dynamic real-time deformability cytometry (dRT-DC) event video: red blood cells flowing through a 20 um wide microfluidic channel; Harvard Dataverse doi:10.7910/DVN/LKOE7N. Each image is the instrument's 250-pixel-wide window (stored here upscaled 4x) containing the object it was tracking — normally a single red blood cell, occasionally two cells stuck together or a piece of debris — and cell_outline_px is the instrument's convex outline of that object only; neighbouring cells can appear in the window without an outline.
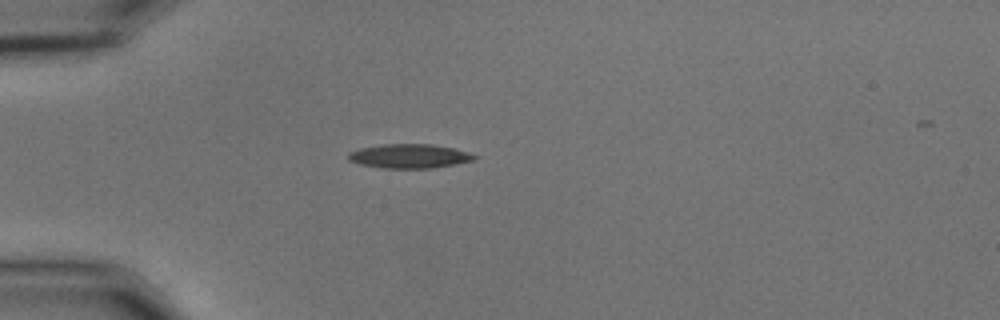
{"species": "common noctule bat (a hibernating species)", "species_latin": "Nyctalus noctula", "temperature_condition": "cold", "stored_images_in_passage": 41, "camera_frame_rate_fps": 3000, "um_per_image_px": 0.085, "animal": {"sex": "male", "body_mass_g": 15.6}, "frame": {"image": 1, "passage_image": 1, "time_ms": 0.0, "image_size_px": [1000, 320], "cell_outline_px": [[480, 156], [476, 160], [456, 164], [432, 168], [384, 168], [360, 164], [348, 160], [348, 152], [360, 148], [380, 144], [432, 144], [452, 148], [468, 152]], "centroid_in_image_um": [34.82, 13.27], "position_along_channel_um": 50.2, "area_um2": 17.86}}
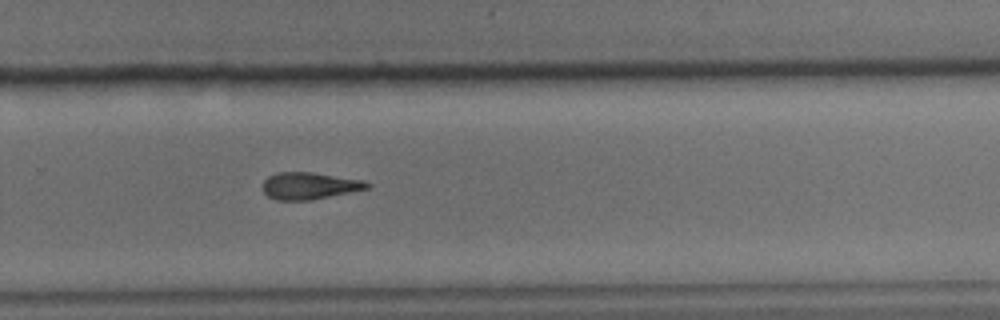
{"frame": {"image": 2, "passage_image": 23, "time_ms": 7.333, "image_size_px": [1000, 320], "cell_outline_px": [[372, 184], [368, 188], [312, 200], [276, 200], [268, 196], [264, 192], [260, 184], [268, 176], [280, 172], [312, 172], [364, 180]], "centroid_in_image_um": [26.27, 15.79], "position_along_channel_um": 303.5, "area_um2": 16.47}}
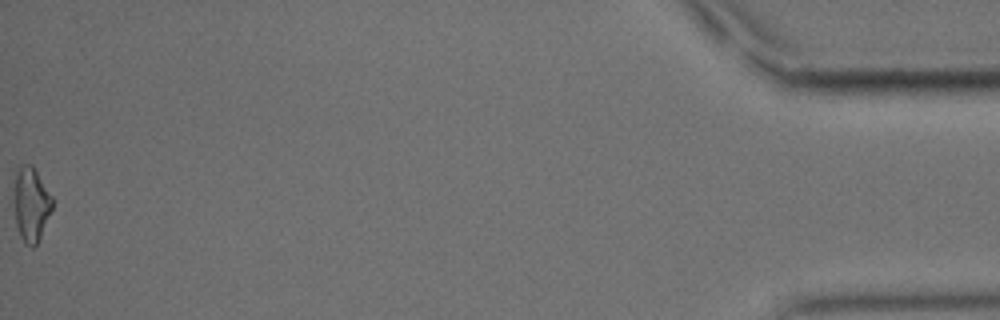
{"frame": {"image": 3, "passage_image": 41, "time_ms": 13.333, "image_size_px": [1000, 320], "cell_outline_px": [[52, 208], [40, 236], [36, 244], [32, 248], [20, 236], [16, 224], [16, 172], [20, 164], [32, 164], [52, 196]], "centroid_in_image_um": [2.67, 17.33], "position_along_channel_um": 432.5, "area_um2": 15.84}, "authors_computed_cell_mechanics": {"area_um2": 16.5886, "velocity_mm_per_s": 3.6661, "shape_relaxation_time_tau1_ms": 6.2892, "shape_relaxation_time_tau2_ms": null, "deformation_change_tau1": 0.2002, "deformation_change_tau2": null}}